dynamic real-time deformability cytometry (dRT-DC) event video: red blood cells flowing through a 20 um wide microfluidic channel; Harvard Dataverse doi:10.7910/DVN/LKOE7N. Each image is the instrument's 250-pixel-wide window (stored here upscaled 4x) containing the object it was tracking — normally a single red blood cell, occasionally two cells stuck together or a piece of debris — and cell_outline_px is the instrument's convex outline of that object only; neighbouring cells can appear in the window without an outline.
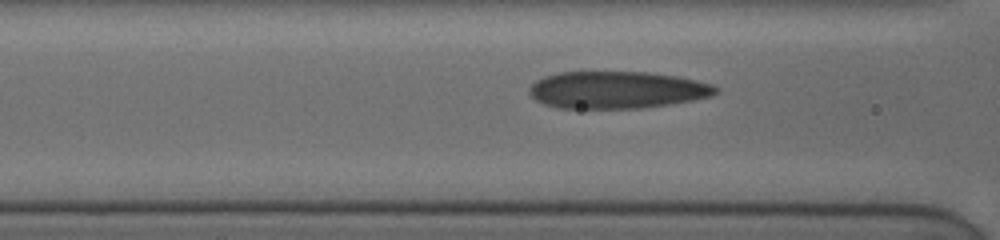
{"species": "human", "species_latin": "Homo sapiens", "temperature_condition": "cold", "stored_images_in_passage": 21, "camera_frame_rate_fps": 3000, "um_per_image_px": 0.085, "donor": {"sex": "female"}, "frame": {"image": 1, "passage_image": 16, "time_ms": 6.0, "image_size_px": [1000, 240], "cell_outline_px": [[720, 92], [712, 96], [668, 104], [640, 108], [556, 108], [544, 104], [536, 100], [528, 92], [528, 88], [536, 80], [544, 76], [560, 72], [648, 72], [680, 76], [712, 84], [720, 88]], "centroid_in_image_um": [52.45, 7.63], "position_along_channel_um": 114.2, "area_um2": 40.58}}
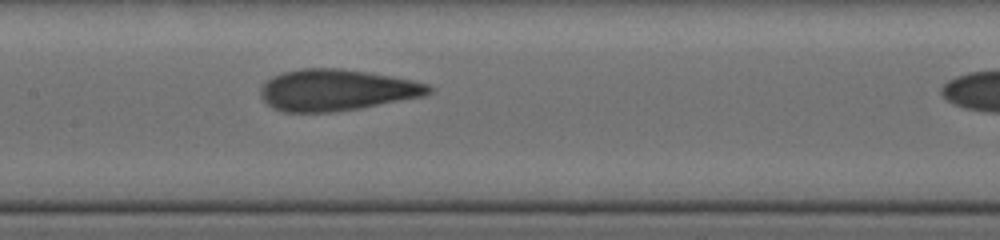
{"frame": {"image": 2, "passage_image": 20, "time_ms": 7.667, "image_size_px": [1000, 240], "cell_outline_px": [[436, 88], [432, 92], [424, 96], [360, 108], [332, 112], [284, 112], [272, 108], [260, 96], [260, 88], [272, 76], [284, 72], [300, 68], [336, 68], [368, 72], [392, 76], [412, 80], [428, 84]], "centroid_in_image_um": [28.62, 7.65], "position_along_channel_um": 178.8, "area_um2": 40.63}}